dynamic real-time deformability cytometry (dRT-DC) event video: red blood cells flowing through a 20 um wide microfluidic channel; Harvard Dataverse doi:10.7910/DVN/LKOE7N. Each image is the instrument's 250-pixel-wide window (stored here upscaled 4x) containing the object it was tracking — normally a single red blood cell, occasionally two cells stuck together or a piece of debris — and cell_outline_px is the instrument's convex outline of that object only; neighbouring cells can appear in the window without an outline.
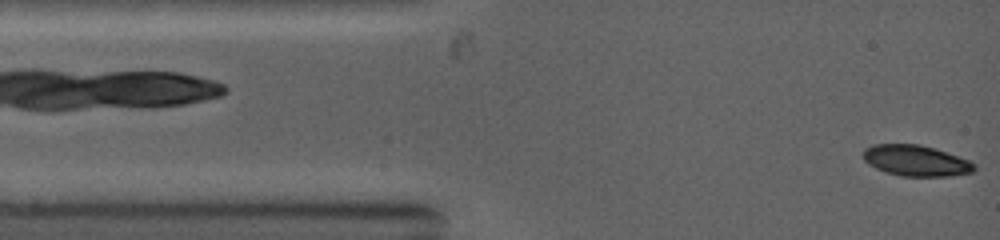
{"species": "common noctule bat (a hibernating species)", "species_latin": "Nyctalus noctula", "temperature_condition": "warm", "stored_images_in_passage": 69, "camera_frame_rate_fps": 5000, "um_per_image_px": 0.085, "animal": {"sex": "female", "body_mass_g": 19.0, "forearm_length_mm": 53.3}, "frame": {"image": 1, "passage_image": 1, "time_ms": 0.0, "image_size_px": [1000, 240], "cell_outline_px": [[976, 168], [972, 172], [948, 176], [900, 176], [876, 168], [868, 164], [864, 160], [864, 148], [872, 144], [920, 144], [968, 160], [976, 164]], "centroid_in_image_um": [77.83, 13.65], "position_along_channel_um": 7.2, "area_um2": 19.77}}
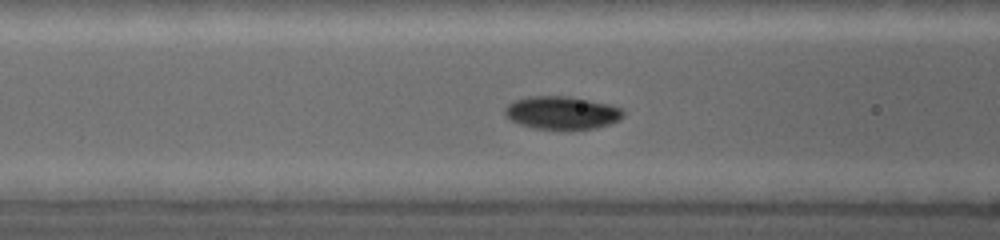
{"frame": {"image": 2, "passage_image": 22, "time_ms": 3.8, "image_size_px": [1000, 240], "cell_outline_px": [[624, 116], [620, 120], [596, 128], [572, 132], [532, 128], [508, 120], [504, 112], [504, 108], [508, 104], [516, 100], [528, 96], [568, 96], [608, 104], [624, 108]], "centroid_in_image_um": [47.77, 9.63], "position_along_channel_um": 118.8, "area_um2": 23.52}}
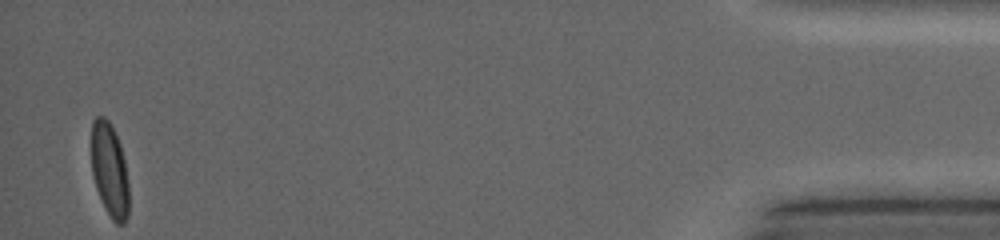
{"frame": {"image": 3, "passage_image": 69, "time_ms": 13.2, "image_size_px": [1000, 240], "cell_outline_px": [[128, 216], [124, 224], [116, 224], [112, 220], [96, 188], [92, 176], [92, 120], [96, 116], [104, 116], [108, 120], [120, 144], [124, 160], [128, 184]], "centroid_in_image_um": [9.31, 14.45], "position_along_channel_um": 425.9, "area_um2": 20.23}}